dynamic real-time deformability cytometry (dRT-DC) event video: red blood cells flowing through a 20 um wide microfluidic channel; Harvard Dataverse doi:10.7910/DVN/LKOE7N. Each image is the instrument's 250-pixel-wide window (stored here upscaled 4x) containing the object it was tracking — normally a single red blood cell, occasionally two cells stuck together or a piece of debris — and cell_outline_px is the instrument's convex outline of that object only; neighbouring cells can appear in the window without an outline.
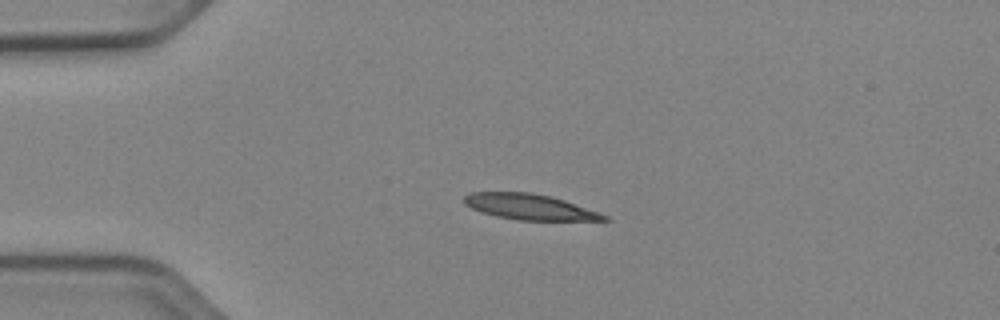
{"species": "Egyptian fruit bat (a non-hibernating species)", "species_latin": "Rousettus aegyptiacus", "temperature_condition": "cold", "stored_images_in_passage": 41, "camera_frame_rate_fps": 3000, "um_per_image_px": 0.085, "animal": {"sex": "female"}, "frame": {"image": 1, "passage_image": 1, "time_ms": 0.0, "image_size_px": [1000, 320], "cell_outline_px": [[612, 220], [516, 220], [496, 216], [480, 212], [464, 204], [464, 196], [468, 192], [532, 192], [552, 196], [600, 212], [608, 216]], "centroid_in_image_um": [45.01, 17.58], "position_along_channel_um": 40.0, "area_um2": 21.04}}
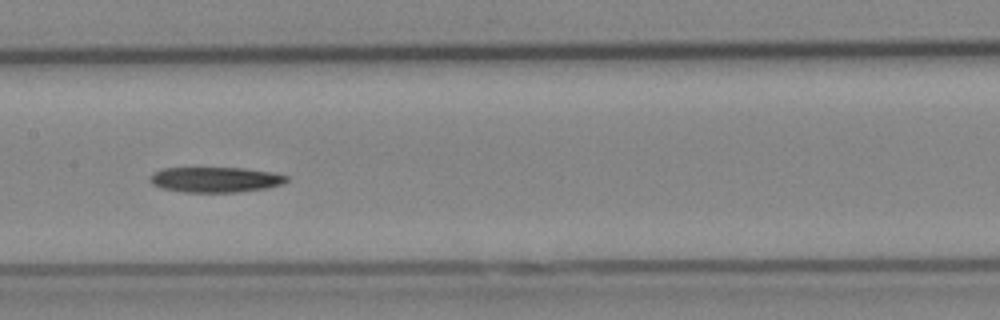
{"frame": {"image": 2, "passage_image": 15, "time_ms": 4.667, "image_size_px": [1000, 320], "cell_outline_px": [[288, 180], [284, 184], [264, 188], [236, 192], [184, 192], [160, 188], [152, 184], [148, 180], [148, 176], [152, 172], [164, 168], [244, 168], [272, 172], [288, 176]], "centroid_in_image_um": [18.26, 15.26], "position_along_channel_um": 189.1, "area_um2": 20.29}}
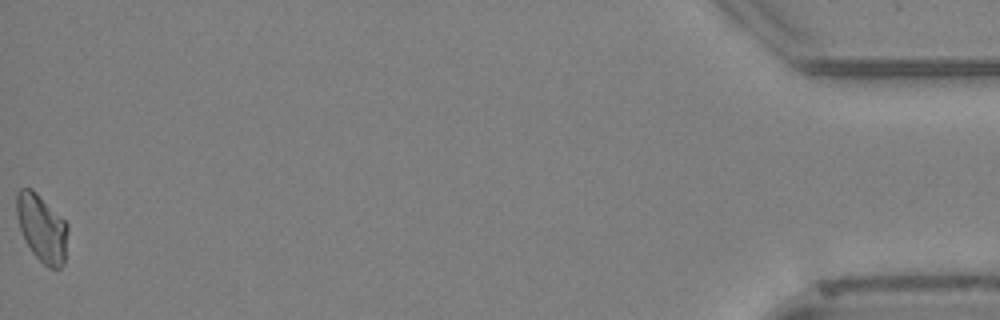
{"frame": {"image": 3, "passage_image": 41, "time_ms": 13.333, "image_size_px": [1000, 320], "cell_outline_px": [[68, 228], [64, 264], [60, 268], [48, 268], [32, 252], [24, 240], [16, 216], [16, 192], [20, 188], [32, 188], [68, 224]], "centroid_in_image_um": [3.54, 19.38], "position_along_channel_um": 431.7, "area_um2": 20.11}}